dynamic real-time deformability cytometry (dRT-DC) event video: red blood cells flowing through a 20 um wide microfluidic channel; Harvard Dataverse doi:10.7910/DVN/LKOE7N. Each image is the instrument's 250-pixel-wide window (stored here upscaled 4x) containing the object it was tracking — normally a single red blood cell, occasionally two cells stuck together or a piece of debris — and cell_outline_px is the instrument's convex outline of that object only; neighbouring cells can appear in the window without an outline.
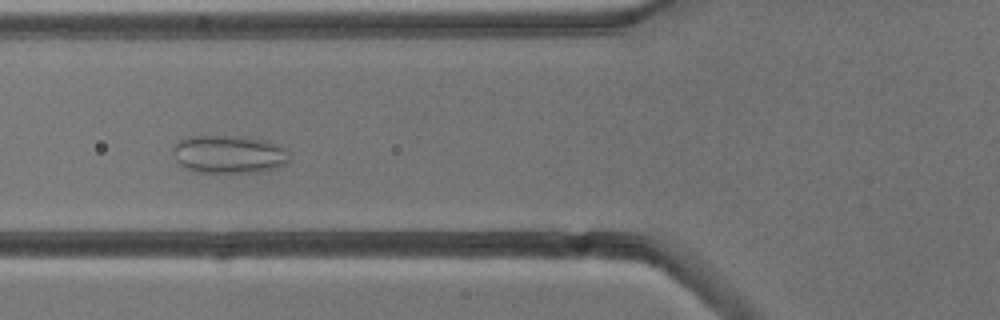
{"species": "common noctule bat (a hibernating species)", "species_latin": "Nyctalus noctula", "temperature_condition": "cold", "stored_images_in_passage": 6, "camera_frame_rate_fps": 3000, "um_per_image_px": 0.085, "animal": {"sex": "male", "body_mass_g": 13.3}, "frame": {"image": 1, "passage_image": 4, "time_ms": 4.333, "image_size_px": [1000, 320], "cell_outline_px": [[288, 160], [280, 168], [256, 172], [196, 172], [184, 168], [176, 160], [172, 152], [172, 144], [176, 140], [188, 136], [224, 136], [260, 140], [284, 148]], "centroid_in_image_um": [19.34, 13.13], "position_along_channel_um": 106.5, "area_um2": 25.49}}